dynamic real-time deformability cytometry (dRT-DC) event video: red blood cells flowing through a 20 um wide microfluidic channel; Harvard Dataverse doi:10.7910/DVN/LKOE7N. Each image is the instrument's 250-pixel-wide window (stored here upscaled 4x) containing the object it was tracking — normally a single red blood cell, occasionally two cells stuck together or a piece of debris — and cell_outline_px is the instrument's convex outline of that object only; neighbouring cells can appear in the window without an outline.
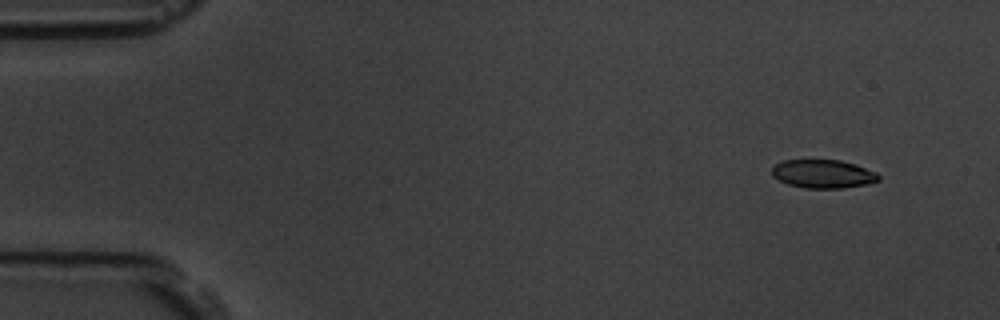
{"species": "common noctule bat (a hibernating species)", "species_latin": "Nyctalus noctula", "temperature_condition": "room temperature", "stored_images_in_passage": 52, "camera_frame_rate_fps": 3000, "um_per_image_px": 0.085, "animal": {"sex": "male", "body_mass_g": 19.5, "forearm_length_mm": 54.6}, "frame": {"image": 1, "passage_image": 1, "time_ms": 0.0, "image_size_px": [1000, 320], "cell_outline_px": [[880, 180], [868, 184], [844, 188], [804, 188], [788, 184], [772, 176], [772, 168], [776, 164], [784, 160], [840, 160], [876, 172], [880, 176]], "centroid_in_image_um": [69.96, 14.79], "position_along_channel_um": 15.0, "area_um2": 17.57}}
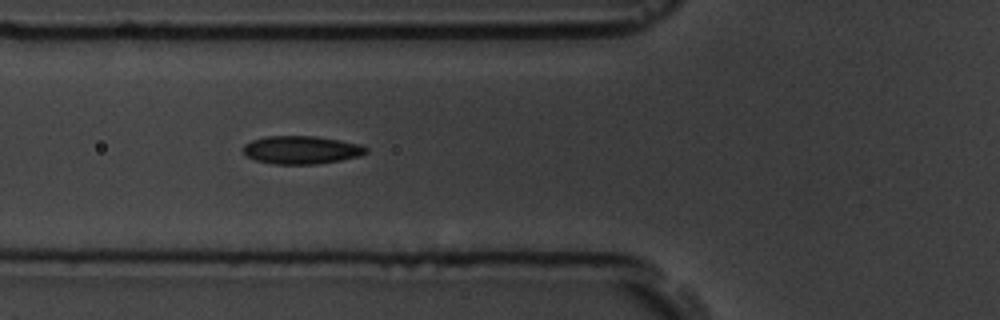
{"frame": {"image": 2, "passage_image": 17, "time_ms": 5.333, "image_size_px": [1000, 320], "cell_outline_px": [[368, 152], [360, 156], [340, 160], [316, 164], [272, 164], [256, 160], [244, 156], [240, 148], [244, 144], [252, 140], [268, 136], [316, 136], [340, 140], [360, 144], [368, 148]], "centroid_in_image_um": [25.58, 12.74], "position_along_channel_um": 100.2, "area_um2": 20.35}}
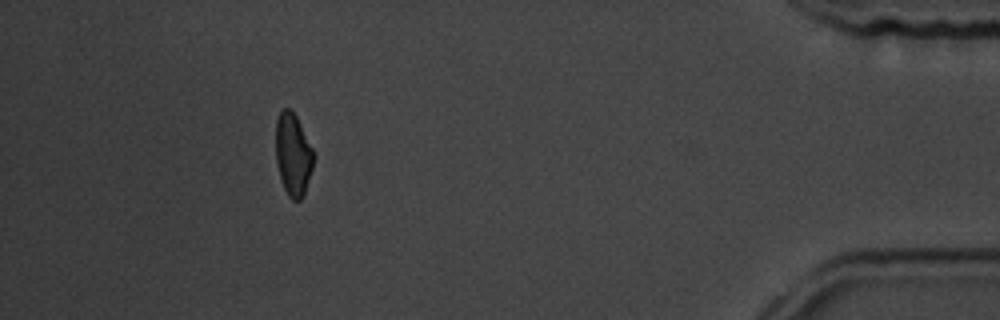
{"frame": {"image": 3, "passage_image": 47, "time_ms": 15.333, "image_size_px": [1000, 320], "cell_outline_px": [[312, 168], [304, 196], [300, 200], [292, 200], [288, 196], [280, 180], [276, 160], [276, 120], [280, 112], [284, 108], [288, 108], [296, 116], [312, 148]], "centroid_in_image_um": [24.88, 13.17], "position_along_channel_um": 410.3, "area_um2": 17.92}, "authors_computed_cell_mechanics": {"area_um2": 19.2474, "velocity_mm_per_s": 3.6794, "shape_relaxation_time_tau1_ms": 6.1275, "shape_relaxation_time_tau2_ms": 2.2383, "deformation_change_tau1": 0.1339, "deformation_change_tau2": 0.0812}}